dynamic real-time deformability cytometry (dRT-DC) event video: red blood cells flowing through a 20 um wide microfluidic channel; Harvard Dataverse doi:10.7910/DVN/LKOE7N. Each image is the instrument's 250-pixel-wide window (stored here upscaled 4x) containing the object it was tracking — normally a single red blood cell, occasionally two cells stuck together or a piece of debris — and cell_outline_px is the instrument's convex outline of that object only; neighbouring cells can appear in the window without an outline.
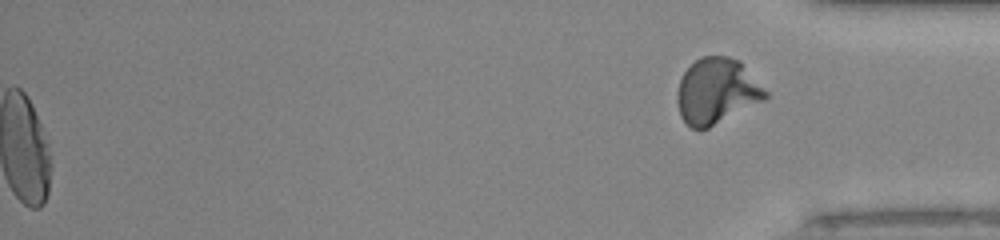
{"species": "human", "species_latin": "Homo sapiens", "temperature_condition": "room temperature", "stored_images_in_passage": 44, "segment_of_instrument_passage": [2, 2], "camera_frame_rate_fps": 3000, "um_per_image_px": 0.085, "donor": {"sex": "male"}, "frame": {"image": 1, "passage_image": 44, "time_ms": 14.333, "image_size_px": [1000, 240], "cell_outline_px": [[768, 96], [764, 100], [708, 128], [692, 128], [680, 116], [676, 100], [676, 96], [680, 80], [684, 72], [700, 56], [728, 56], [740, 60], [768, 92]], "centroid_in_image_um": [60.92, 7.73], "position_along_channel_um": 374.3, "area_um2": 33.58}}